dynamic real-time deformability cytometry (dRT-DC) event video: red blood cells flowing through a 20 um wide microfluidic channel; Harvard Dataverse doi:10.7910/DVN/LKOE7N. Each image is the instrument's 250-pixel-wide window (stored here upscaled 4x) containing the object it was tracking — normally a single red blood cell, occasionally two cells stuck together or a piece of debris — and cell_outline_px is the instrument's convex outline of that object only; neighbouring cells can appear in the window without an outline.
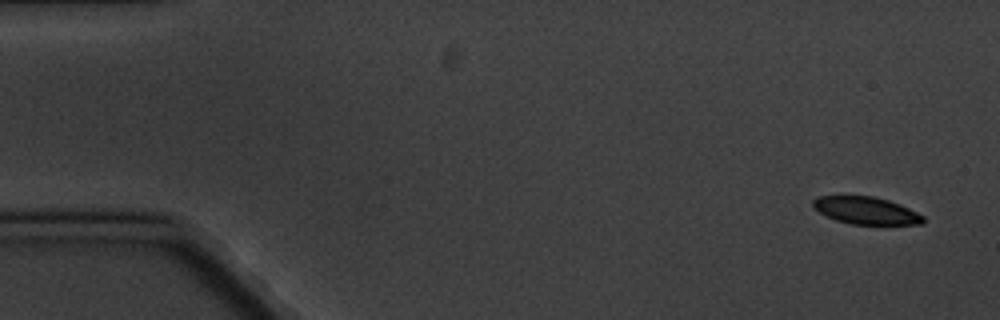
{"species": "common noctule bat (a hibernating species)", "species_latin": "Nyctalus noctula", "temperature_condition": "cold", "stored_images_in_passage": 5, "camera_frame_rate_fps": 3000, "um_per_image_px": 0.085, "animal": {"sex": "male", "body_mass_g": 20.1, "forearm_length_mm": 53.5}, "frame": {"image": 1, "passage_image": 1, "time_ms": 0.0, "image_size_px": [1000, 320], "cell_outline_px": [[924, 224], [852, 224], [836, 220], [820, 212], [812, 204], [812, 200], [820, 196], [872, 196], [888, 200], [900, 204], [924, 216]], "centroid_in_image_um": [73.64, 17.89], "position_along_channel_um": 11.4, "area_um2": 17.28}}
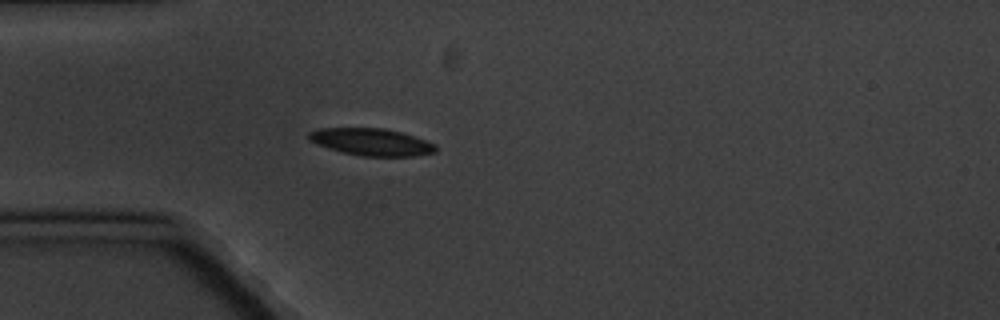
{"frame": {"image": 2, "passage_image": 5, "time_ms": 4.667, "image_size_px": [1000, 320], "cell_outline_px": [[436, 152], [416, 156], [360, 156], [328, 148], [316, 144], [308, 140], [308, 132], [316, 128], [384, 128], [400, 132], [436, 144]], "centroid_in_image_um": [31.53, 12.06], "position_along_channel_um": 53.5, "area_um2": 20.06}}